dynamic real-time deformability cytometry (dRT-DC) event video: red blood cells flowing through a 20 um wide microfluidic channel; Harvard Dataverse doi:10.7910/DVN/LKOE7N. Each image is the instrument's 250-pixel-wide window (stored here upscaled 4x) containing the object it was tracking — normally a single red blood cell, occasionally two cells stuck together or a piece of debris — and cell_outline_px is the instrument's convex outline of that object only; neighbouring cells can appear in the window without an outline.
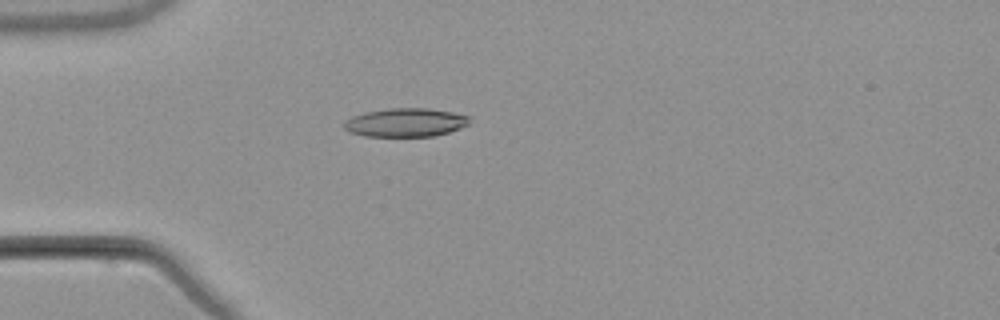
{"species": "common noctule bat (a hibernating species)", "species_latin": "Nyctalus noctula", "temperature_condition": "warm", "stored_images_in_passage": 5, "camera_frame_rate_fps": 3000, "um_per_image_px": 0.085, "animal": {"sex": "male", "body_mass_g": 21.5, "forearm_length_mm": 52.0}, "frame": {"image": 1, "passage_image": 4, "time_ms": 4.333, "image_size_px": [1000, 320], "cell_outline_px": [[468, 124], [460, 128], [436, 136], [364, 136], [348, 132], [344, 128], [344, 120], [352, 116], [364, 112], [388, 108], [428, 108], [452, 112], [468, 116]], "centroid_in_image_um": [34.41, 10.41], "position_along_channel_um": 50.6, "area_um2": 20.92}}